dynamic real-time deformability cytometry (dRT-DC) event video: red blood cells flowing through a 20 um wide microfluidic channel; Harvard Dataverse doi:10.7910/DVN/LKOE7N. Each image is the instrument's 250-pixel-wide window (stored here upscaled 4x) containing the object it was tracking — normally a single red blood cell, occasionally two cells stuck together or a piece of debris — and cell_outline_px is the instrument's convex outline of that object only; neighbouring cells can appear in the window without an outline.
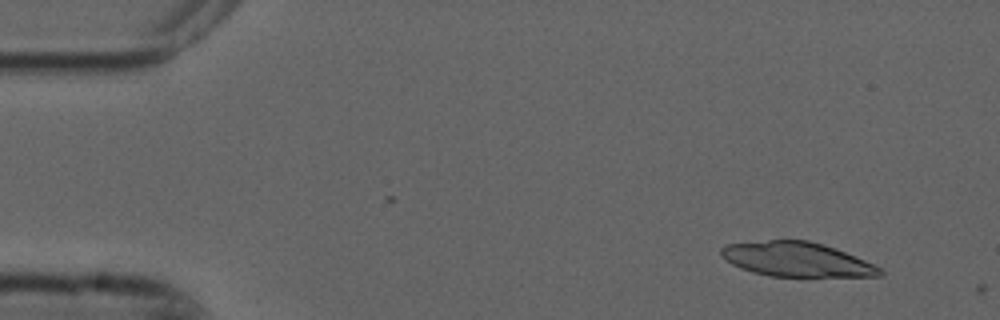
{"species": "common noctule bat (a hibernating species)", "species_latin": "Nyctalus noctula", "temperature_condition": "cold", "stored_images_in_passage": 2, "camera_frame_rate_fps": 3000, "um_per_image_px": 0.085, "animal": {"sex": "male", "forearm_length_mm": 52.5}, "frame": {"image": 1, "passage_image": 1, "time_ms": 0.0, "image_size_px": [1000, 320], "cell_outline_px": [[884, 272], [880, 276], [768, 276], [752, 272], [740, 268], [732, 264], [720, 252], [720, 248], [724, 244], [768, 240], [808, 240], [824, 244], [836, 248], [856, 256], [880, 268]], "centroid_in_image_um": [67.7, 22.04], "position_along_channel_um": 17.3, "area_um2": 31.73}}